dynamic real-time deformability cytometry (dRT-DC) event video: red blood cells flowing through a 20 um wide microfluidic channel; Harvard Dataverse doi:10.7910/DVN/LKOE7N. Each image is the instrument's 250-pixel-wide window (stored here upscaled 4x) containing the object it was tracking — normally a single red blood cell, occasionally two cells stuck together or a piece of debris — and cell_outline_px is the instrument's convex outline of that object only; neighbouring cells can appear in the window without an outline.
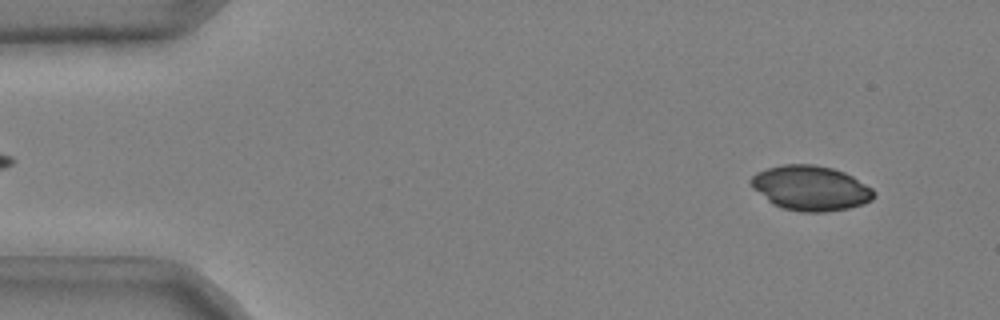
{"species": "common noctule bat (a hibernating species)", "species_latin": "Nyctalus noctula", "temperature_condition": "cold", "stored_images_in_passage": 33, "camera_frame_rate_fps": 3000, "um_per_image_px": 0.085, "animal": {"sex": "male", "body_mass_g": 20.4}, "frame": {"image": 1, "passage_image": 1, "time_ms": 0.0, "image_size_px": [1000, 320], "cell_outline_px": [[876, 192], [872, 200], [864, 204], [848, 208], [824, 212], [800, 212], [784, 208], [768, 200], [752, 188], [748, 180], [756, 172], [768, 168], [784, 164], [812, 164], [832, 168], [844, 172], [852, 176], [872, 188]], "centroid_in_image_um": [68.91, 15.98], "position_along_channel_um": 16.1, "area_um2": 32.08}}